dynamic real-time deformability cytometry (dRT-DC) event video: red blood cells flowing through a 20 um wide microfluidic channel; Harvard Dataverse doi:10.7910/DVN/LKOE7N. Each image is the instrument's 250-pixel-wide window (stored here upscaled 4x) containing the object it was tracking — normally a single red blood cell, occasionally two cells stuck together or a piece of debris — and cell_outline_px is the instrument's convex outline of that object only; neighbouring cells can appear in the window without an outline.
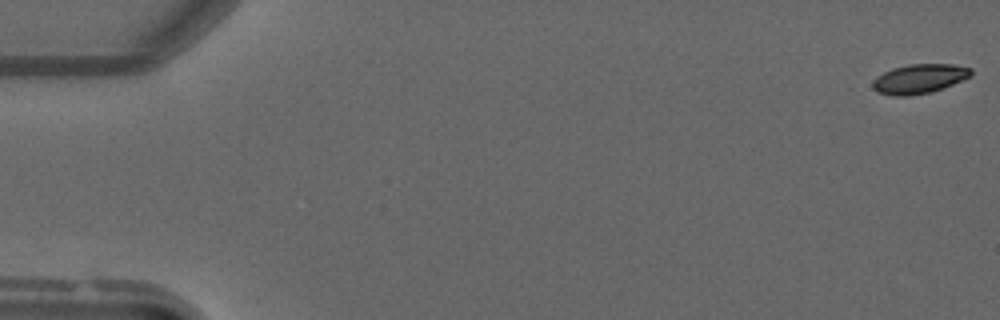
{"species": "common noctule bat (a hibernating species)", "species_latin": "Nyctalus noctula", "temperature_condition": "warm", "stored_images_in_passage": 47, "camera_frame_rate_fps": 3000, "um_per_image_px": 0.085, "animal": {"sex": "male", "forearm_length_mm": 52.5}, "frame": {"image": 1, "passage_image": 1, "time_ms": 0.0, "image_size_px": [1000, 320], "cell_outline_px": [[972, 76], [932, 92], [908, 96], [892, 96], [876, 92], [872, 88], [872, 80], [876, 76], [892, 68], [908, 64], [952, 64], [972, 68]], "centroid_in_image_um": [78.1, 6.7], "position_along_channel_um": 6.9, "area_um2": 17.05}}
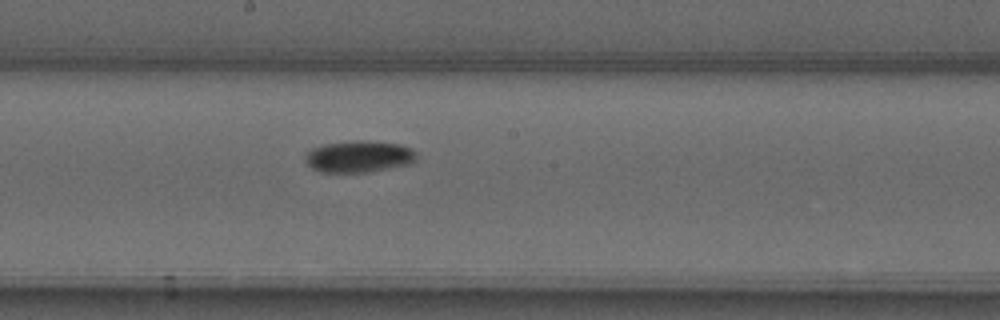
{"frame": {"image": 2, "passage_image": 28, "time_ms": 9.0, "image_size_px": [1000, 320], "cell_outline_px": [[416, 160], [412, 164], [372, 172], [320, 172], [312, 168], [304, 160], [304, 156], [312, 148], [324, 144], [352, 140], [360, 140], [400, 144], [412, 148], [416, 152]], "centroid_in_image_um": [30.53, 13.31], "position_along_channel_um": 217.7, "area_um2": 20.87}}
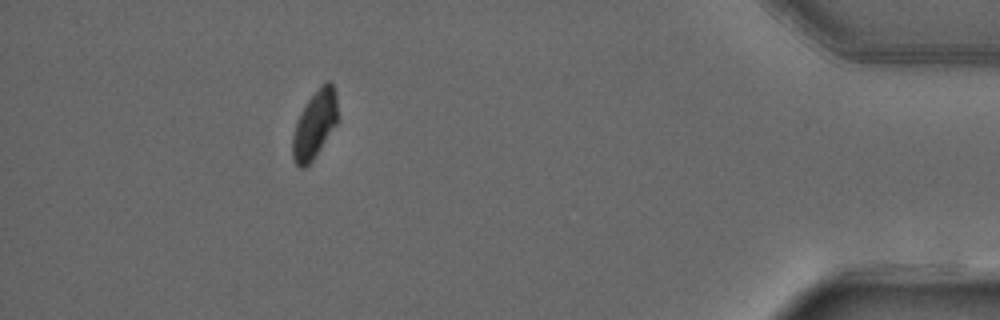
{"frame": {"image": 3, "passage_image": 46, "time_ms": 15.0, "image_size_px": [1000, 320], "cell_outline_px": [[336, 124], [312, 160], [304, 168], [300, 168], [296, 164], [292, 156], [292, 136], [300, 112], [308, 100], [320, 84], [324, 80], [328, 80], [332, 84], [336, 92]], "centroid_in_image_um": [26.72, 10.55], "position_along_channel_um": 408.5, "area_um2": 17.51}}